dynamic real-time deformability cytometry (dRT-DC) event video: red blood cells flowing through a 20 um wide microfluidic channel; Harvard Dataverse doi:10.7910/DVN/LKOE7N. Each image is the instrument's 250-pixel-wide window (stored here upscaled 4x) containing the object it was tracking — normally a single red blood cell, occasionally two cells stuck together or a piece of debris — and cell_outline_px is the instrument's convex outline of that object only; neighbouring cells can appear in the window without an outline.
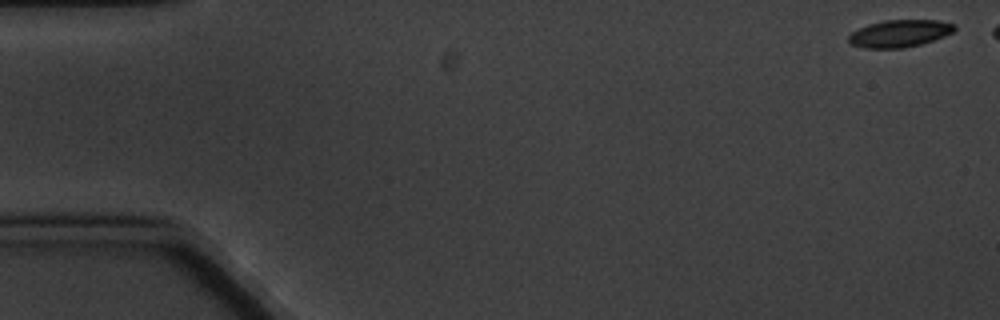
{"species": "common noctule bat (a hibernating species)", "species_latin": "Nyctalus noctula", "temperature_condition": "cold", "stored_images_in_passage": 6, "camera_frame_rate_fps": 3000, "um_per_image_px": 0.085, "animal": {"sex": "male", "body_mass_g": 20.1, "forearm_length_mm": 53.5}, "frame": {"image": 1, "passage_image": 1, "time_ms": 0.0, "image_size_px": [1000, 320], "cell_outline_px": [[956, 28], [952, 32], [944, 36], [920, 44], [904, 48], [864, 48], [852, 44], [848, 40], [848, 36], [852, 32], [868, 24], [884, 20], [936, 20], [956, 24]], "centroid_in_image_um": [76.46, 2.84], "position_along_channel_um": 8.5, "area_um2": 16.7}}